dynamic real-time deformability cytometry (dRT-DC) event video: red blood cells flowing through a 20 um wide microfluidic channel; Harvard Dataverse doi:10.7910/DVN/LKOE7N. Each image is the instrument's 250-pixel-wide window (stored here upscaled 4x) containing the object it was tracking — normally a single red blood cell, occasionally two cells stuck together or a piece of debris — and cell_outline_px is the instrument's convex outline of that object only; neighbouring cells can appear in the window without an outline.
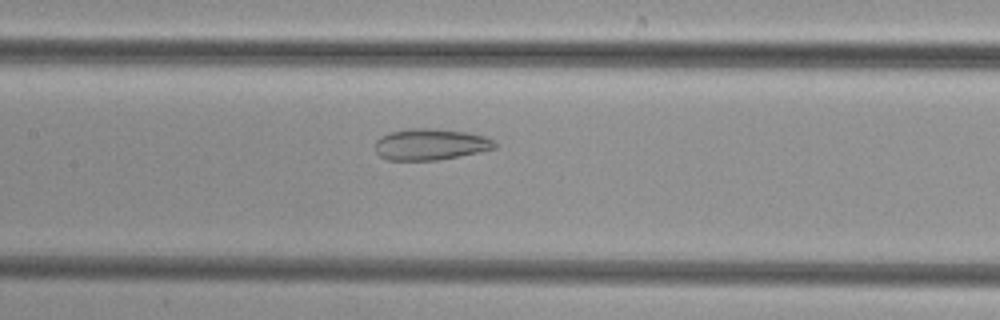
{"species": "common noctule bat (a hibernating species)", "species_latin": "Nyctalus noctula", "temperature_condition": "cold", "stored_images_in_passage": 47, "camera_frame_rate_fps": 3000, "um_per_image_px": 0.085, "animal": {"sex": "female", "body_mass_g": 29.2, "forearm_length_mm": 56.3}, "frame": {"image": 1, "passage_image": 22, "time_ms": 7.0, "image_size_px": [1000, 320], "cell_outline_px": [[496, 148], [480, 152], [436, 160], [388, 160], [380, 156], [376, 152], [376, 140], [380, 136], [388, 132], [408, 128], [432, 128], [468, 132], [484, 136], [496, 140]], "centroid_in_image_um": [36.59, 12.26], "position_along_channel_um": 170.8, "area_um2": 22.02}}
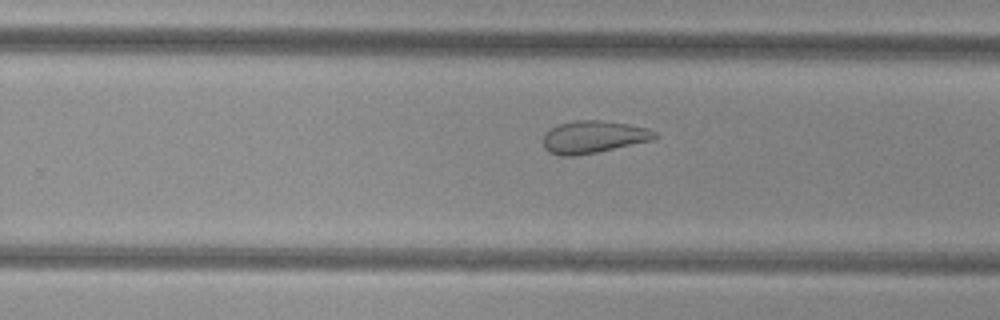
{"frame": {"image": 2, "passage_image": 30, "time_ms": 9.667, "image_size_px": [1000, 320], "cell_outline_px": [[660, 136], [652, 140], [596, 152], [572, 156], [560, 156], [548, 152], [544, 148], [544, 132], [560, 124], [576, 120], [600, 120], [628, 124], [648, 128], [656, 132]], "centroid_in_image_um": [50.44, 11.64], "position_along_channel_um": 279.4, "area_um2": 20.98}}
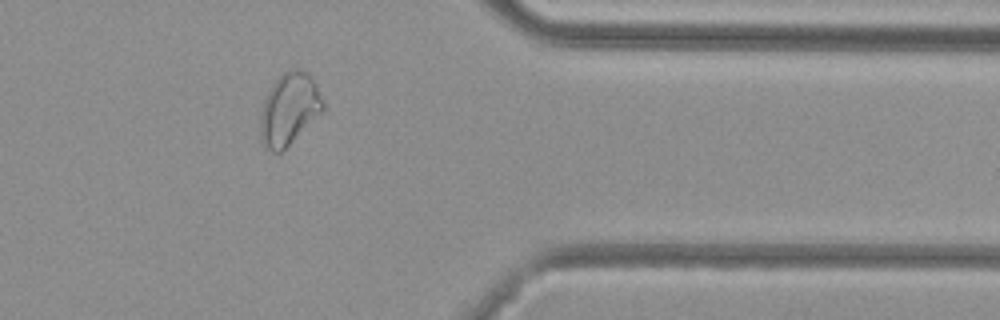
{"frame": {"image": 3, "passage_image": 39, "time_ms": 12.667, "image_size_px": [1000, 320], "cell_outline_px": [[324, 108], [280, 152], [272, 152], [264, 148], [260, 140], [260, 116], [264, 100], [272, 84], [288, 68], [300, 68], [308, 72], [312, 76], [316, 84], [324, 104]], "centroid_in_image_um": [24.54, 9.23], "position_along_channel_um": 386.9, "area_um2": 25.89}}